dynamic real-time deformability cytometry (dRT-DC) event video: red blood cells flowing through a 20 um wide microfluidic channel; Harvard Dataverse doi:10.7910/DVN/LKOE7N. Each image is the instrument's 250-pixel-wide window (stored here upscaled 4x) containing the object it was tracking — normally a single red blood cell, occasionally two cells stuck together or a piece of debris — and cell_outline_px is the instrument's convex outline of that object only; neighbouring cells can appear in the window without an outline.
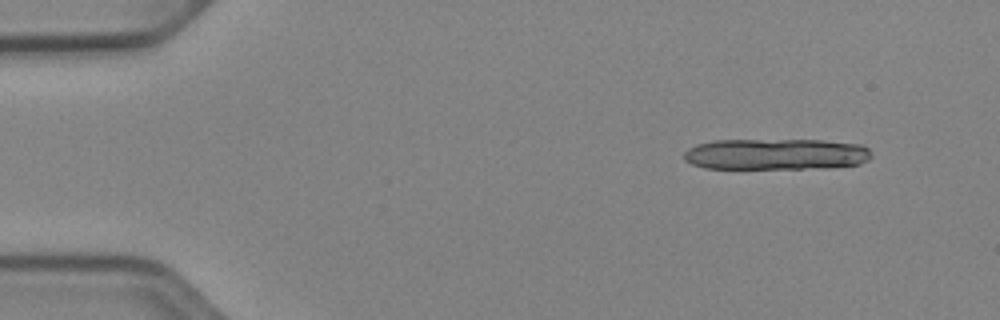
{"species": "Egyptian fruit bat (a non-hibernating species)", "species_latin": "Rousettus aegyptiacus", "temperature_condition": "cold", "stored_images_in_passage": 11, "camera_frame_rate_fps": 3000, "um_per_image_px": 0.085, "animal": {"sex": "female"}, "frame": {"image": 1, "passage_image": 1, "time_ms": 0.0, "image_size_px": [1000, 320], "cell_outline_px": [[872, 156], [868, 160], [860, 164], [828, 168], [704, 168], [692, 164], [684, 160], [684, 152], [688, 148], [696, 144], [712, 140], [824, 140], [860, 144], [868, 148], [872, 152]], "centroid_in_image_um": [65.98, 13.1], "position_along_channel_um": 19.0, "area_um2": 34.39}}